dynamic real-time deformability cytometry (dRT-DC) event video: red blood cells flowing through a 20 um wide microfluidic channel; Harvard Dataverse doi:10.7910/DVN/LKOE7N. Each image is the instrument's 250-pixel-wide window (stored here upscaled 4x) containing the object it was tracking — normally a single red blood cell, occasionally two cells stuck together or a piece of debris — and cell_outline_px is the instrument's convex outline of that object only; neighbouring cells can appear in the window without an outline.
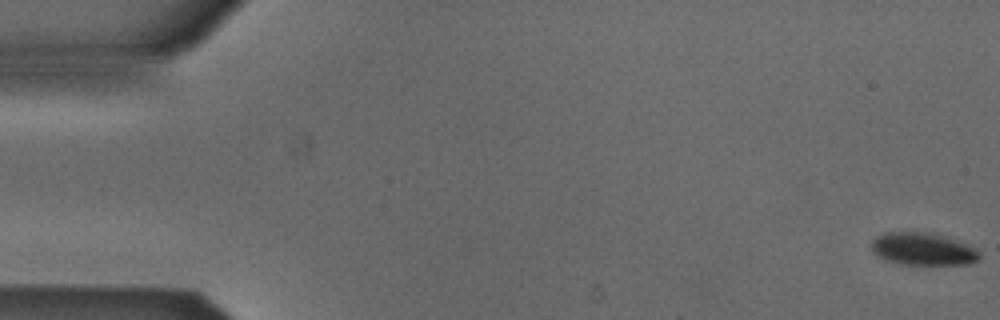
{"species": "Egyptian fruit bat (a non-hibernating species)", "species_latin": "Rousettus aegyptiacus", "temperature_condition": "cold", "stored_images_in_passage": 54, "camera_frame_rate_fps": 3000, "um_per_image_px": 0.085, "animal": {"sex": "male"}, "frame": {"image": 1, "passage_image": 1, "time_ms": 0.0, "image_size_px": [1000, 320], "cell_outline_px": [[980, 256], [976, 260], [968, 264], [904, 264], [888, 260], [872, 252], [872, 240], [876, 236], [884, 232], [928, 232], [956, 240], [976, 248], [980, 252]], "centroid_in_image_um": [78.44, 21.15], "position_along_channel_um": 6.6, "area_um2": 20.17}}
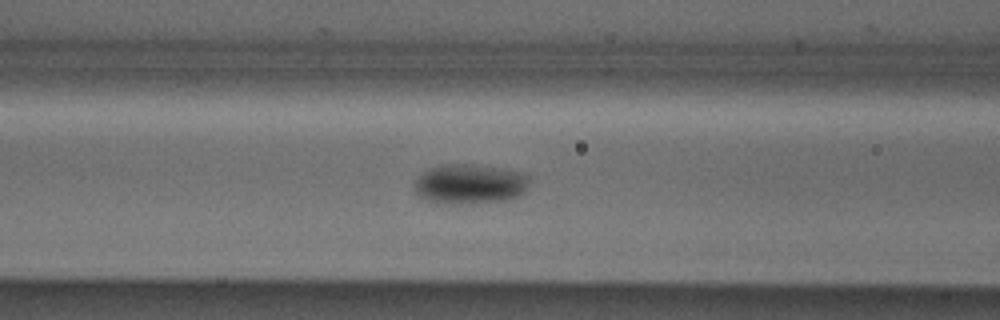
{"frame": {"image": 2, "passage_image": 22, "time_ms": 7.0, "image_size_px": [1000, 320], "cell_outline_px": [[528, 184], [524, 192], [520, 196], [504, 200], [460, 204], [436, 204], [420, 196], [412, 188], [420, 172], [428, 168], [440, 164], [472, 164], [500, 168], [520, 172], [528, 176]], "centroid_in_image_um": [39.87, 15.64], "position_along_channel_um": 126.7, "area_um2": 26.99}}
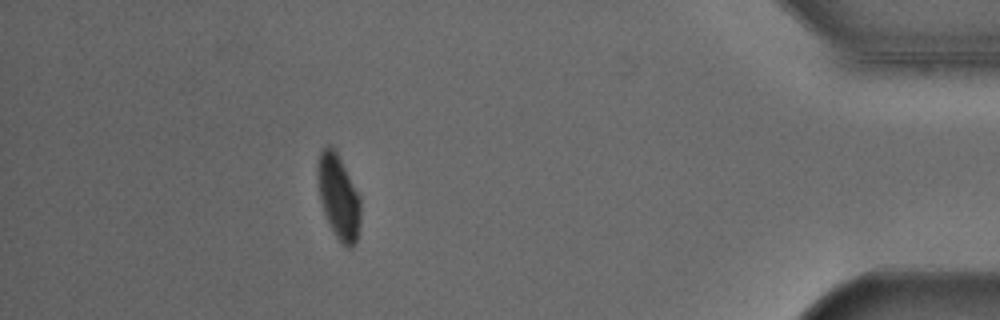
{"frame": {"image": 3, "passage_image": 48, "time_ms": 15.667, "image_size_px": [1000, 320], "cell_outline_px": [[360, 220], [356, 244], [352, 248], [348, 248], [336, 236], [328, 224], [320, 200], [316, 176], [316, 164], [320, 152], [328, 144], [336, 152], [360, 196]], "centroid_in_image_um": [28.75, 16.74], "position_along_channel_um": 406.4, "area_um2": 21.1}}